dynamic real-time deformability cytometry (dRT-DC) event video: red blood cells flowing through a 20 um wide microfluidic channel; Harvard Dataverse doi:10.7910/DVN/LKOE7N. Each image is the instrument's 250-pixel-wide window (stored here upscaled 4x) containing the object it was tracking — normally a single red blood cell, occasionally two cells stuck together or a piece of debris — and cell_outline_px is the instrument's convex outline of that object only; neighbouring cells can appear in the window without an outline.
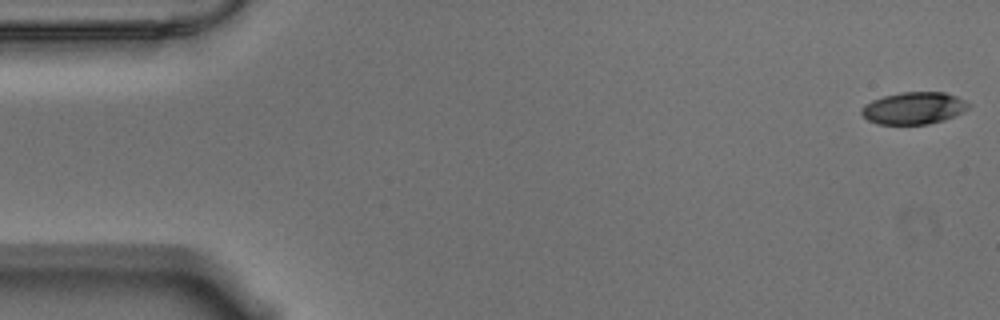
{"species": "Egyptian fruit bat (a non-hibernating species)", "species_latin": "Rousettus aegyptiacus", "temperature_condition": "warm", "stored_images_in_passage": 16, "camera_frame_rate_fps": 3000, "um_per_image_px": 0.085, "animal": {"sex": "male"}, "frame": {"image": 1, "passage_image": 1, "time_ms": 0.0, "image_size_px": [1000, 320], "cell_outline_px": [[972, 104], [968, 108], [956, 116], [944, 120], [928, 124], [876, 124], [868, 120], [860, 112], [860, 108], [864, 104], [872, 100], [884, 96], [900, 92], [944, 92], [956, 96]], "centroid_in_image_um": [77.67, 9.19], "position_along_channel_um": 7.3, "area_um2": 20.17}}
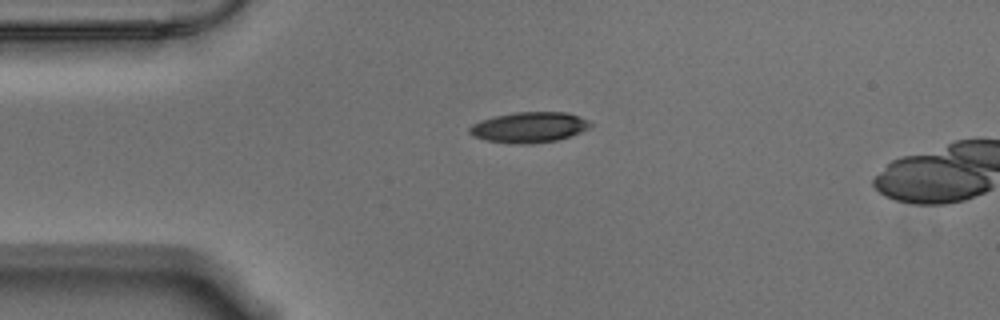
{"frame": {"image": 2, "passage_image": 13, "time_ms": 4.0, "image_size_px": [1000, 320], "cell_outline_px": [[592, 124], [588, 128], [580, 132], [556, 140], [532, 144], [508, 144], [484, 140], [472, 136], [468, 132], [468, 128], [472, 124], [480, 120], [496, 116], [516, 112], [568, 112], [580, 116], [588, 120]], "centroid_in_image_um": [44.93, 10.83], "position_along_channel_um": 40.1, "area_um2": 21.68}}